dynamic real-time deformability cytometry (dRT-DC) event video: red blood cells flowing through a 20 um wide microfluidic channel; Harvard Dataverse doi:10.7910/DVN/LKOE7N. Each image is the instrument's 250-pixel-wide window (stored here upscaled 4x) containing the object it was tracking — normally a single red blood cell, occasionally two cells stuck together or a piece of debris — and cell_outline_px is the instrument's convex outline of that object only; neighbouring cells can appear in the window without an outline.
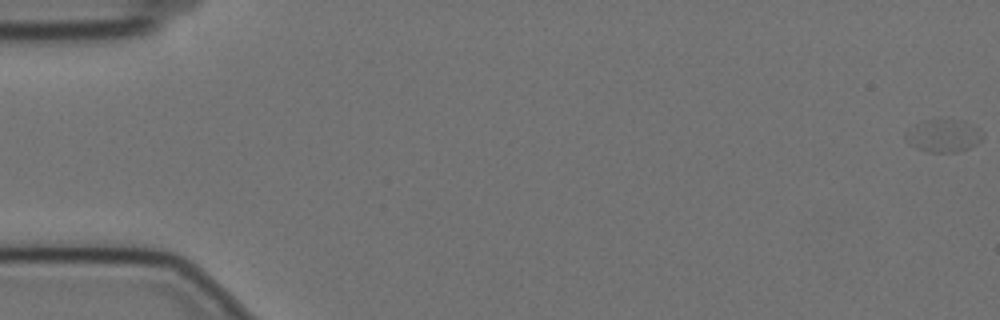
{"species": "Egyptian fruit bat (a non-hibernating species)", "species_latin": "Rousettus aegyptiacus", "temperature_condition": "cold", "stored_images_in_passage": 11, "camera_frame_rate_fps": 3000, "um_per_image_px": 0.085, "animal": {"sex": "female"}, "frame": {"image": 1, "passage_image": 1, "time_ms": 0.0, "image_size_px": [1000, 320], "cell_outline_px": [[984, 132], [980, 140], [976, 144], [968, 148], [956, 152], [928, 152], [916, 148], [904, 140], [904, 136], [916, 124], [924, 120], [964, 120], [980, 128]], "centroid_in_image_um": [80.22, 11.53], "position_along_channel_um": 4.8, "area_um2": 14.62}}